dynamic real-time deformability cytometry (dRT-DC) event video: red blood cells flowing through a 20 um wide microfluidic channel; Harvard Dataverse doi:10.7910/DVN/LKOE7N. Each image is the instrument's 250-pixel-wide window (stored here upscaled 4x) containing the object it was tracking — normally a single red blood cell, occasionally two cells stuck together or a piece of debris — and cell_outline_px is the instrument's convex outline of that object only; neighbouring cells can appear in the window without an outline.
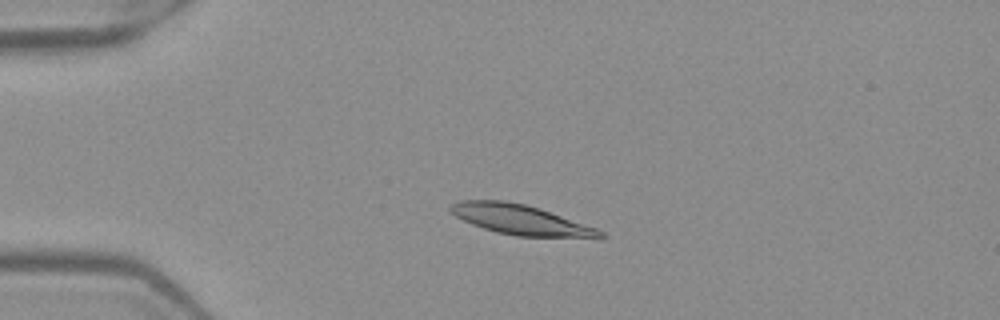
{"species": "Egyptian fruit bat (a non-hibernating species)", "species_latin": "Rousettus aegyptiacus", "temperature_condition": "warm", "stored_images_in_passage": 50, "camera_frame_rate_fps": 3000, "um_per_image_px": 0.085, "frame": {"image": 1, "passage_image": 11, "time_ms": 3.333, "image_size_px": [1000, 320], "cell_outline_px": [[608, 236], [516, 236], [496, 232], [472, 224], [456, 216], [448, 208], [452, 204], [460, 200], [504, 200], [524, 204], [540, 208], [596, 228], [604, 232]], "centroid_in_image_um": [44.17, 18.65], "position_along_channel_um": 40.8, "area_um2": 25.43}}
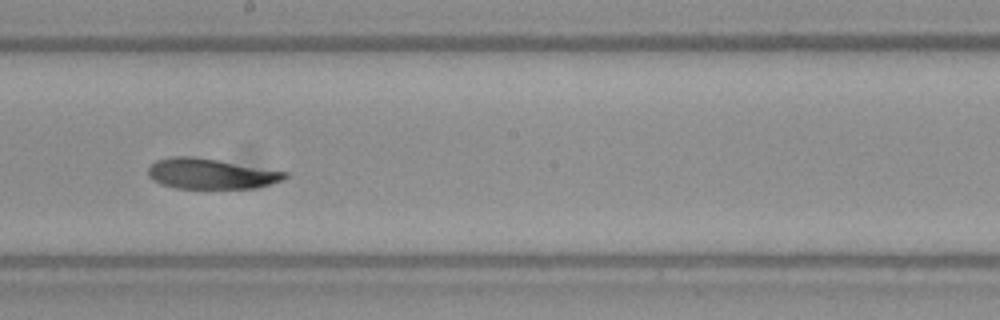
{"frame": {"image": 2, "passage_image": 28, "time_ms": 9.0, "image_size_px": [1000, 320], "cell_outline_px": [[288, 176], [284, 180], [272, 184], [252, 188], [176, 188], [160, 184], [152, 180], [148, 176], [148, 168], [156, 160], [172, 156], [192, 156], [288, 172]], "centroid_in_image_um": [17.9, 14.77], "position_along_channel_um": 230.3, "area_um2": 24.16}}
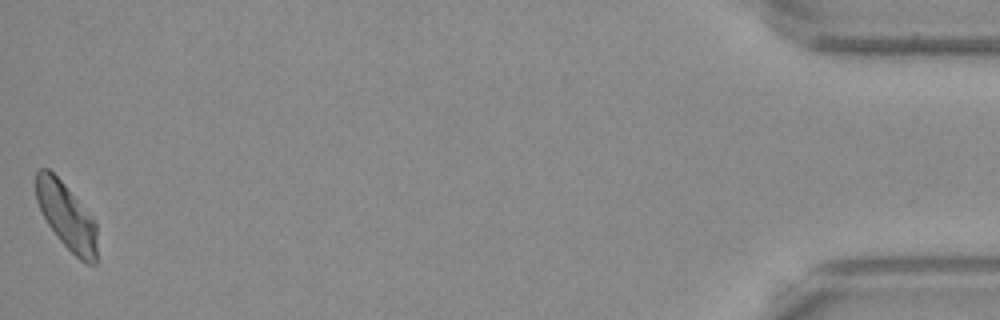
{"frame": {"image": 3, "passage_image": 50, "time_ms": 16.333, "image_size_px": [1000, 320], "cell_outline_px": [[96, 264], [84, 264], [56, 236], [48, 224], [36, 200], [36, 172], [40, 168], [48, 168], [64, 184], [96, 224]], "centroid_in_image_um": [5.64, 18.39], "position_along_channel_um": 429.6, "area_um2": 23.0}, "authors_computed_cell_mechanics": {"area_um2": 25.4609, "velocity_mm_per_s": 3.953, "shape_relaxation_time_tau1_ms": 4.1478, "shape_relaxation_time_tau2_ms": 2.5668, "deformation_change_tau1": 0.1423, "deformation_change_tau2": 0.0777}}